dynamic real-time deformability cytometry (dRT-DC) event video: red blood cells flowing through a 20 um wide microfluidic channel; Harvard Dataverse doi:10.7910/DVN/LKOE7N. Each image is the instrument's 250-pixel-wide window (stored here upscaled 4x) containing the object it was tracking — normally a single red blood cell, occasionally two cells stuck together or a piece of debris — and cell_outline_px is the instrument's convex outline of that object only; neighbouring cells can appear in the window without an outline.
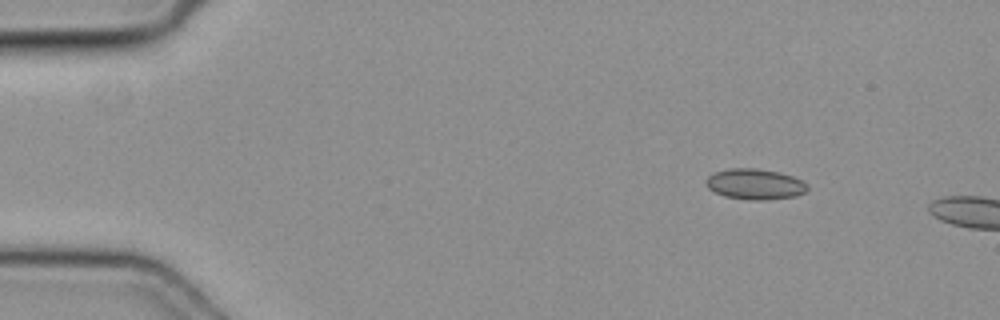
{"species": "common noctule bat (a hibernating species)", "species_latin": "Nyctalus noctula", "temperature_condition": "cold", "stored_images_in_passage": 9, "camera_frame_rate_fps": 3000, "um_per_image_px": 0.085, "animal": {"sex": "female", "body_mass_g": 19.3, "forearm_length_mm": 54.1}, "frame": {"image": 1, "passage_image": 6, "time_ms": 1.667, "image_size_px": [1000, 320], "cell_outline_px": [[808, 188], [804, 192], [796, 196], [764, 200], [752, 200], [724, 196], [708, 188], [704, 184], [704, 180], [708, 176], [716, 172], [728, 168], [756, 168], [780, 172], [792, 176], [808, 184]], "centroid_in_image_um": [64.15, 15.64], "position_along_channel_um": 20.8, "area_um2": 18.15}}